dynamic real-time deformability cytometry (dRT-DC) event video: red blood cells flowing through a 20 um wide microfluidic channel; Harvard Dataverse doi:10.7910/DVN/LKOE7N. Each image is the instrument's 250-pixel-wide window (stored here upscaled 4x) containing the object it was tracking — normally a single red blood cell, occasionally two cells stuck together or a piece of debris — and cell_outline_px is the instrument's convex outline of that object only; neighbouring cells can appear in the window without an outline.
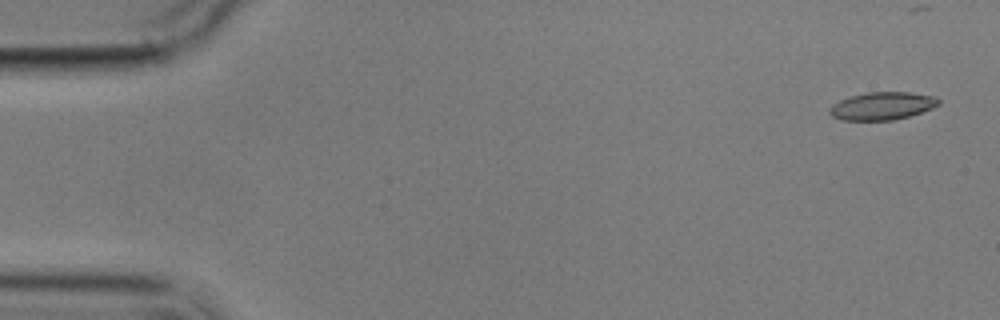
{"species": "common noctule bat (a hibernating species)", "species_latin": "Nyctalus noctula", "temperature_condition": "cold", "stored_images_in_passage": 4, "camera_frame_rate_fps": 3000, "um_per_image_px": 0.085, "animal": {"sex": "male", "body_mass_g": 17.9}, "frame": {"image": 1, "passage_image": 1, "time_ms": 0.0, "image_size_px": [1000, 320], "cell_outline_px": [[940, 104], [932, 108], [908, 116], [892, 120], [840, 120], [832, 116], [828, 112], [828, 108], [832, 104], [840, 100], [852, 96], [868, 92], [908, 92], [936, 96], [940, 100]], "centroid_in_image_um": [74.97, 9.0], "position_along_channel_um": 10.0, "area_um2": 17.63}}
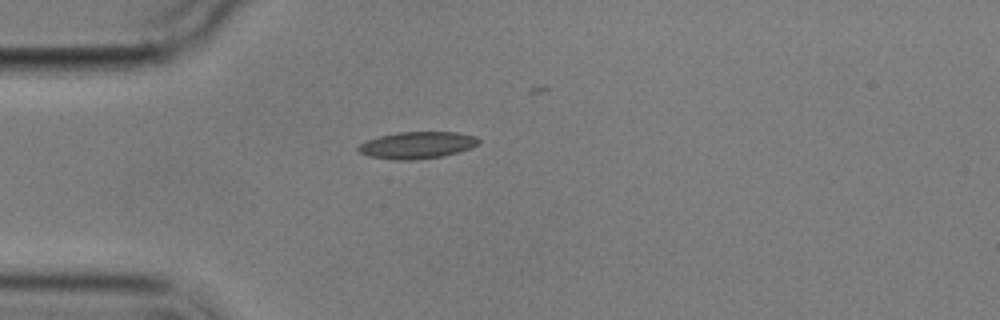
{"frame": {"image": 2, "passage_image": 4, "time_ms": 4.333, "image_size_px": [1000, 320], "cell_outline_px": [[480, 140], [476, 144], [468, 148], [444, 156], [412, 160], [396, 160], [368, 156], [360, 152], [356, 148], [360, 144], [368, 140], [380, 136], [396, 132], [456, 132], [476, 136]], "centroid_in_image_um": [35.42, 12.33], "position_along_channel_um": 49.6, "area_um2": 18.67}}